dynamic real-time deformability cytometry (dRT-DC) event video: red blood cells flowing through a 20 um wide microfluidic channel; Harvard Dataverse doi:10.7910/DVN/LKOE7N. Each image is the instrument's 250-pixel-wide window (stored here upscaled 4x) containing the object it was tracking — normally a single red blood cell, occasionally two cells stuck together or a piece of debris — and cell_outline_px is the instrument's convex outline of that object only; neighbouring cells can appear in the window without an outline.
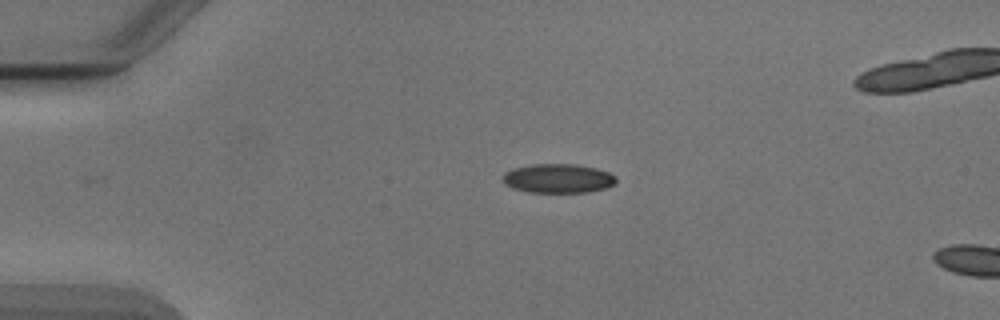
{"species": "Egyptian fruit bat (a non-hibernating species)", "species_latin": "Rousettus aegyptiacus", "temperature_condition": "cold", "stored_images_in_passage": 4, "camera_frame_rate_fps": 3000, "um_per_image_px": 0.085, "animal": {"sex": "male"}, "frame": {"image": 1, "passage_image": 1, "time_ms": 0.0, "image_size_px": [1000, 320], "cell_outline_px": [[616, 184], [608, 188], [588, 192], [528, 192], [512, 188], [504, 184], [504, 172], [512, 168], [532, 164], [572, 164], [596, 168], [608, 172], [616, 176]], "centroid_in_image_um": [47.45, 15.17], "position_along_channel_um": 37.5, "area_um2": 19.36}}